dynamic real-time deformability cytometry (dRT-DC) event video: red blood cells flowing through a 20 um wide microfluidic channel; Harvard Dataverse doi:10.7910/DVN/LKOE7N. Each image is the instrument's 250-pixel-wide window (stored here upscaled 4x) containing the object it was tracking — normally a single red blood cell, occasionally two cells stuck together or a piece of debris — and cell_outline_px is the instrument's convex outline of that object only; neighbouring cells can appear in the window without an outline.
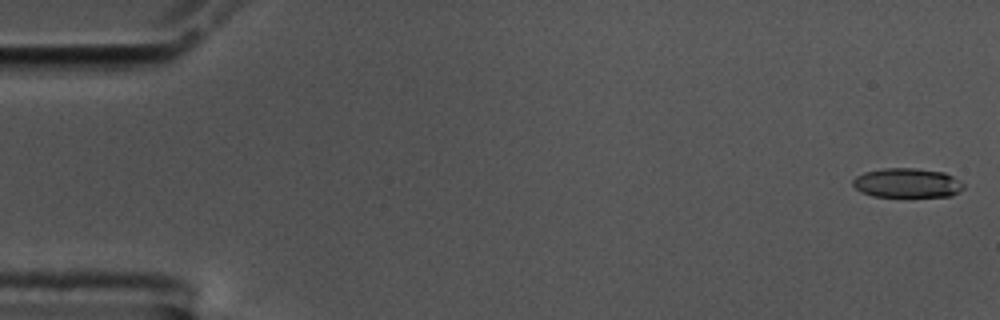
{"species": "common noctule bat (a hibernating species)", "species_latin": "Nyctalus noctula", "temperature_condition": "cold", "stored_images_in_passage": 15, "camera_frame_rate_fps": 3000, "um_per_image_px": 0.085, "animal": {"sex": "male", "body_mass_g": 17.5, "forearm_length_mm": 52.3}, "frame": {"image": 1, "passage_image": 1, "time_ms": 0.0, "image_size_px": [1000, 320], "cell_outline_px": [[964, 188], [952, 196], [872, 196], [860, 192], [852, 184], [852, 180], [856, 176], [864, 172], [884, 168], [916, 168], [944, 172], [960, 180], [964, 184]], "centroid_in_image_um": [77.1, 15.54], "position_along_channel_um": 7.9, "area_um2": 19.02}}
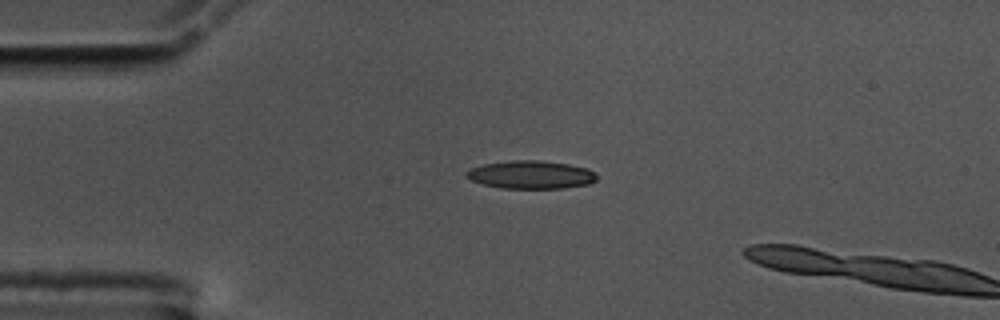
{"frame": {"image": 2, "passage_image": 13, "time_ms": 4.0, "image_size_px": [1000, 320], "cell_outline_px": [[596, 180], [588, 184], [564, 188], [500, 188], [484, 184], [472, 180], [464, 172], [472, 168], [484, 164], [512, 160], [540, 160], [568, 164], [588, 168], [596, 176]], "centroid_in_image_um": [45.14, 14.85], "position_along_channel_um": 39.9, "area_um2": 21.1}}